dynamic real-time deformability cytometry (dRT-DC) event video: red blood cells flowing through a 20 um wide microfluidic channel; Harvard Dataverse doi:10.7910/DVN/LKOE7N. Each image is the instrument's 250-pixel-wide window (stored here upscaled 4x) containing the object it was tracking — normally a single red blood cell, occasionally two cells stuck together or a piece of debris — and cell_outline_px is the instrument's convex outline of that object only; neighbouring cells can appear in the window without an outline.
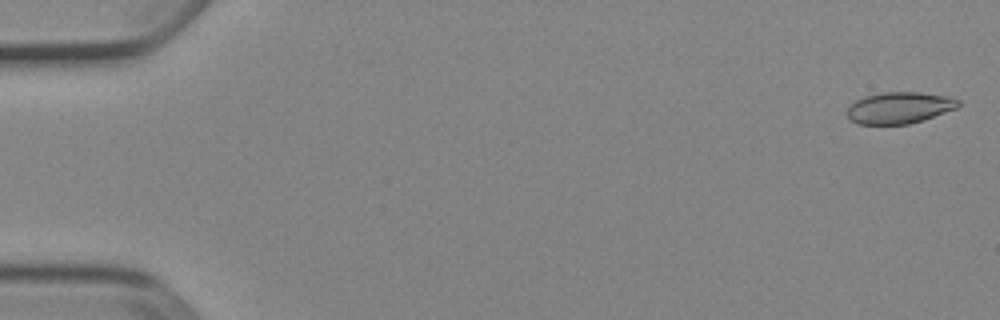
{"species": "Egyptian fruit bat (a non-hibernating species)", "species_latin": "Rousettus aegyptiacus", "temperature_condition": "cold", "stored_images_in_passage": 52, "camera_frame_rate_fps": 3000, "um_per_image_px": 0.085, "animal": {"sex": "female"}, "frame": {"image": 1, "passage_image": 2, "time_ms": 0.333, "image_size_px": [1000, 320], "cell_outline_px": [[960, 104], [956, 108], [924, 120], [908, 124], [856, 124], [848, 120], [844, 112], [856, 100], [864, 96], [880, 92], [920, 92], [952, 96], [960, 100]], "centroid_in_image_um": [76.43, 9.16], "position_along_channel_um": 8.6, "area_um2": 20.81}}
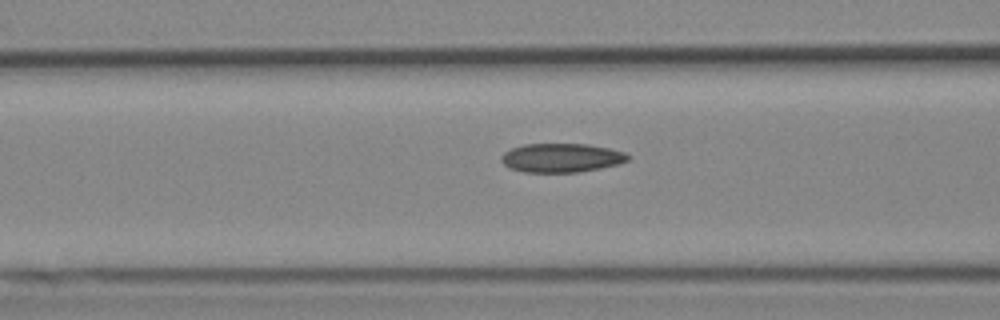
{"frame": {"image": 2, "passage_image": 22, "time_ms": 7.0, "image_size_px": [1000, 320], "cell_outline_px": [[632, 156], [628, 160], [620, 164], [580, 172], [524, 172], [508, 168], [500, 160], [500, 156], [504, 152], [512, 148], [524, 144], [588, 144], [608, 148], [624, 152]], "centroid_in_image_um": [47.72, 13.42], "position_along_channel_um": 118.9, "area_um2": 21.5}}
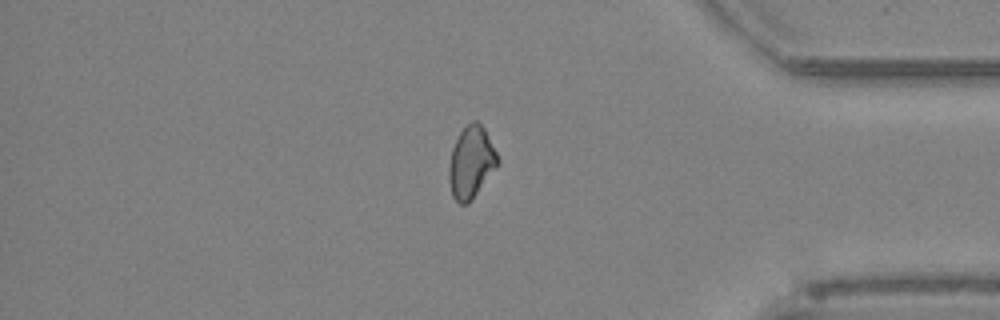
{"frame": {"image": 3, "passage_image": 45, "time_ms": 14.667, "image_size_px": [1000, 320], "cell_outline_px": [[500, 160], [496, 168], [468, 204], [460, 204], [452, 196], [448, 180], [448, 168], [452, 148], [460, 132], [472, 120], [476, 120], [484, 128]], "centroid_in_image_um": [40.03, 13.81], "position_along_channel_um": 395.2, "area_um2": 20.29}, "authors_computed_cell_mechanics": {"area_um2": 20.9236, "velocity_mm_per_s": 3.9181, "shape_relaxation_time_tau1_ms": null, "shape_relaxation_time_tau2_ms": 4.1029, "deformation_change_tau1": null, "deformation_change_tau2": 0.0858}}